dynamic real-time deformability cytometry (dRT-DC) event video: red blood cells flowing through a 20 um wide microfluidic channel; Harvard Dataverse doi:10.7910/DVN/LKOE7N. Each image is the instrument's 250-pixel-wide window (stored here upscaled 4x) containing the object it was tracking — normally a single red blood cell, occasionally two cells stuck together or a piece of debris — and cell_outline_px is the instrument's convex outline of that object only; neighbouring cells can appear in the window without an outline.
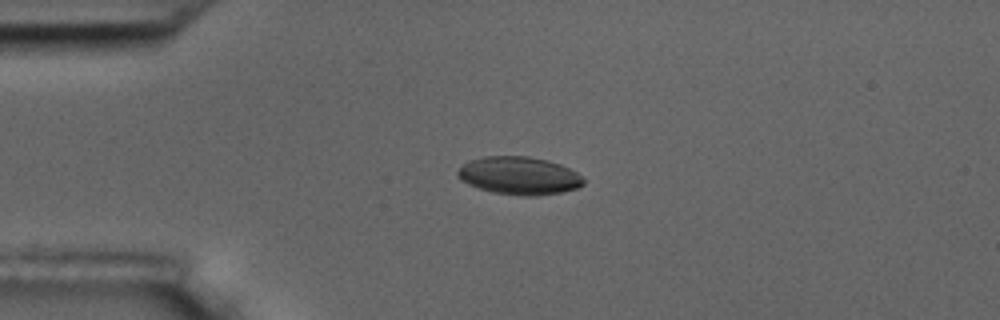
{"species": "common noctule bat (a hibernating species)", "species_latin": "Nyctalus noctula", "temperature_condition": "room temperature", "stored_images_in_passage": 4, "camera_frame_rate_fps": 3000, "um_per_image_px": 0.085, "animal": {"sex": "male", "body_mass_g": 17.5, "forearm_length_mm": 52.3}, "frame": {"image": 1, "passage_image": 3, "time_ms": 2.333, "image_size_px": [1000, 320], "cell_outline_px": [[584, 184], [576, 188], [560, 192], [536, 196], [520, 196], [492, 192], [468, 184], [460, 180], [456, 176], [456, 172], [468, 160], [484, 156], [528, 156], [548, 160], [560, 164], [576, 172], [584, 180]], "centroid_in_image_um": [44.09, 14.93], "position_along_channel_um": 40.9, "area_um2": 27.8}}